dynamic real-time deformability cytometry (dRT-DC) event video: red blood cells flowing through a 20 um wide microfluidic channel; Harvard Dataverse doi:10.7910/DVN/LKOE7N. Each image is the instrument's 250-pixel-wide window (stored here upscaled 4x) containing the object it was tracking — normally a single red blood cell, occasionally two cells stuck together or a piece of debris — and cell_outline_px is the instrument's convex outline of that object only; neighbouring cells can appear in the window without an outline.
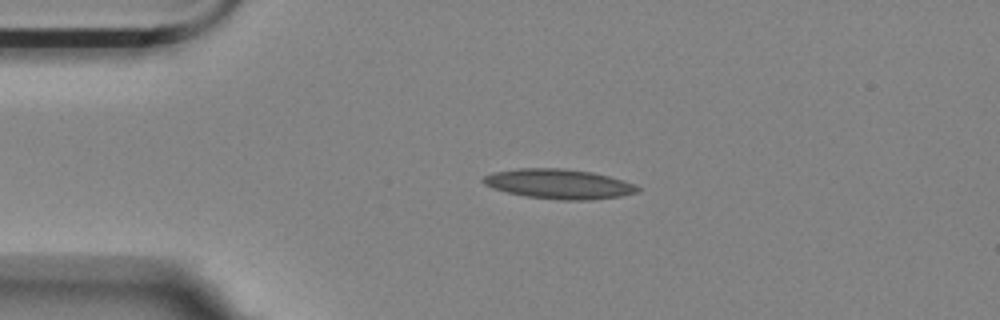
{"species": "Egyptian fruit bat (a non-hibernating species)", "species_latin": "Rousettus aegyptiacus", "temperature_condition": "room temperature", "stored_images_in_passage": 5, "camera_frame_rate_fps": 3000, "um_per_image_px": 0.085, "animal": {"sex": "female"}, "frame": {"image": 1, "passage_image": 4, "time_ms": 3.333, "image_size_px": [1000, 320], "cell_outline_px": [[640, 192], [620, 196], [588, 200], [560, 200], [524, 196], [492, 188], [484, 184], [480, 180], [484, 176], [492, 172], [516, 168], [564, 168], [592, 172], [624, 180], [640, 188]], "centroid_in_image_um": [47.47, 15.63], "position_along_channel_um": 37.5, "area_um2": 26.88}}